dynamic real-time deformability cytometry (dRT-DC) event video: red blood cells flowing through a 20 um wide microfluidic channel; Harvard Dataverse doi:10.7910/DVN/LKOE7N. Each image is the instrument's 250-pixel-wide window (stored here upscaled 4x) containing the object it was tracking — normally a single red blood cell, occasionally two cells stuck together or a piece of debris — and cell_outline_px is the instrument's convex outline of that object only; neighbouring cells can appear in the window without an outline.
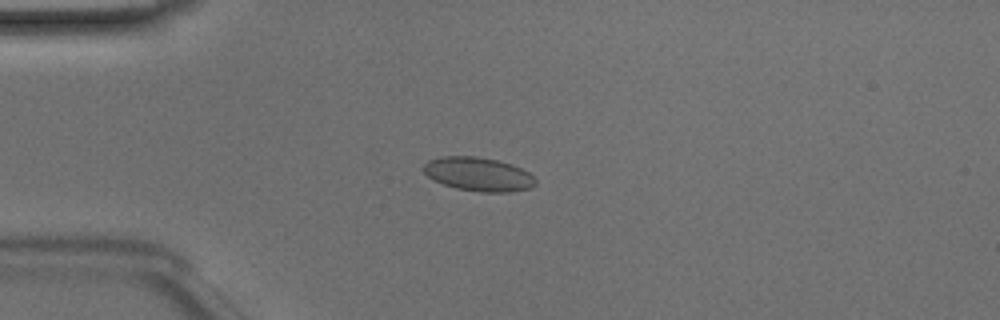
{"species": "Egyptian fruit bat (a non-hibernating species)", "species_latin": "Rousettus aegyptiacus", "temperature_condition": "room temperature", "stored_images_in_passage": 21, "camera_frame_rate_fps": 3000, "um_per_image_px": 0.085, "animal": {"sex": "male"}, "frame": {"image": 1, "passage_image": 2, "time_ms": 0.333, "image_size_px": [1000, 320], "cell_outline_px": [[536, 184], [528, 188], [508, 192], [480, 192], [456, 188], [432, 180], [424, 172], [424, 164], [428, 160], [440, 156], [476, 156], [496, 160], [512, 164], [528, 172], [536, 180]], "centroid_in_image_um": [40.63, 14.8], "position_along_channel_um": 44.4, "area_um2": 21.96}}
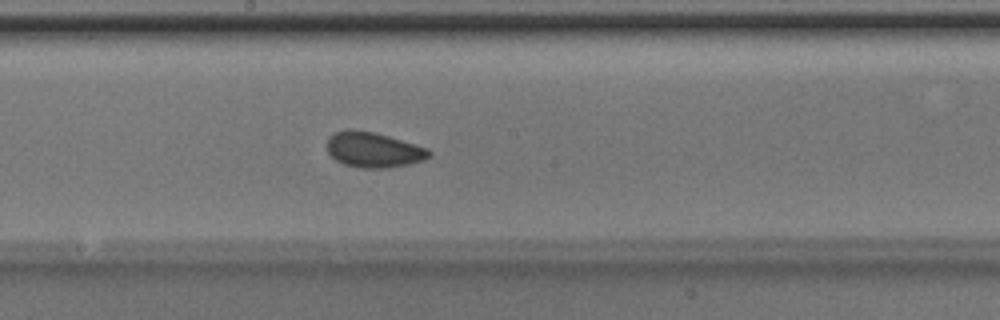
{"frame": {"image": 2, "passage_image": 16, "time_ms": 5.0, "image_size_px": [1000, 320], "cell_outline_px": [[432, 152], [424, 160], [408, 164], [388, 168], [360, 168], [344, 164], [336, 160], [328, 152], [328, 136], [336, 132], [348, 128], [352, 128], [376, 132], [416, 144], [428, 148]], "centroid_in_image_um": [31.74, 12.72], "position_along_channel_um": 216.5, "area_um2": 21.15}}
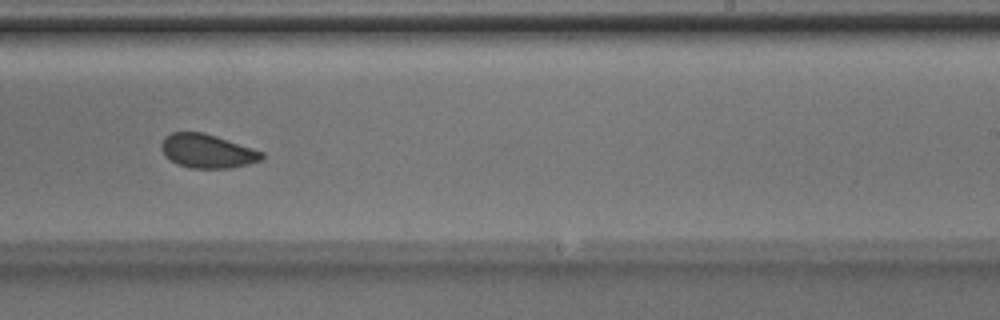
{"frame": {"image": 3, "passage_image": 20, "time_ms": 6.333, "image_size_px": [1000, 320], "cell_outline_px": [[264, 160], [232, 168], [192, 168], [176, 164], [164, 156], [160, 148], [160, 144], [164, 136], [172, 132], [204, 132], [264, 152]], "centroid_in_image_um": [17.6, 12.84], "position_along_channel_um": 271.4, "area_um2": 20.06}}